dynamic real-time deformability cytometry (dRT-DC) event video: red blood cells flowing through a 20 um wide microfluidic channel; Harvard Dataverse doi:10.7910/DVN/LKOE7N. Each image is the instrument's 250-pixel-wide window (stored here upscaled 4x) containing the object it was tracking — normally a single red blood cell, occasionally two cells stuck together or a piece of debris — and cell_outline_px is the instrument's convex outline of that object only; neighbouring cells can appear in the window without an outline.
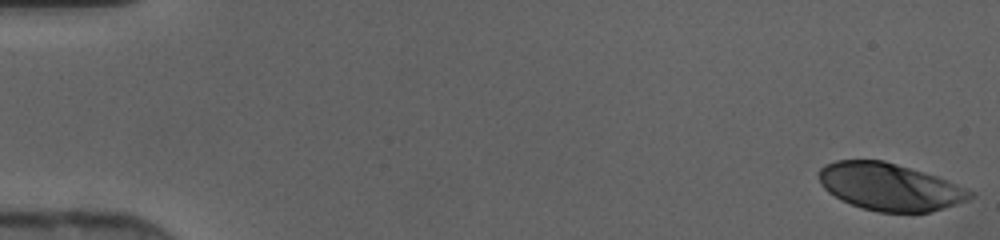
{"species": "human", "species_latin": "Homo sapiens", "temperature_condition": "cold", "stored_images_in_passage": 46, "camera_frame_rate_fps": 3000, "um_per_image_px": 0.085, "donor": {"sex": "female"}, "frame": {"image": 1, "passage_image": 1, "time_ms": 0.0, "image_size_px": [1000, 240], "cell_outline_px": [[976, 196], [968, 200], [944, 208], [928, 212], [880, 212], [864, 208], [852, 204], [828, 192], [820, 184], [816, 172], [824, 164], [836, 160], [884, 160], [936, 176], [976, 192]], "centroid_in_image_um": [75.61, 15.87], "position_along_channel_um": 9.4, "area_um2": 41.56}}
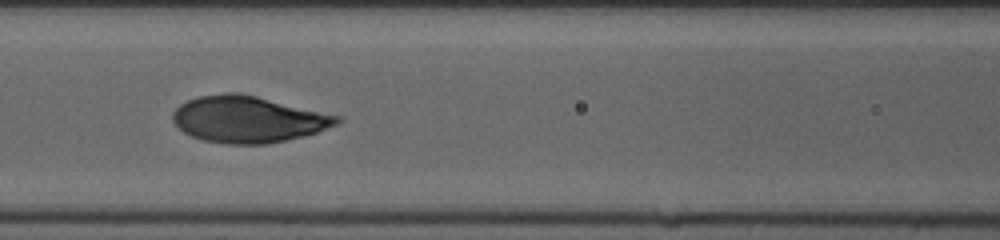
{"frame": {"image": 2, "passage_image": 21, "time_ms": 6.667, "image_size_px": [1000, 240], "cell_outline_px": [[344, 120], [340, 124], [304, 136], [268, 144], [224, 144], [204, 140], [192, 136], [184, 132], [172, 120], [172, 112], [180, 104], [188, 100], [200, 96], [256, 96], [344, 116]], "centroid_in_image_um": [21.18, 10.18], "position_along_channel_um": 145.4, "area_um2": 43.81}}
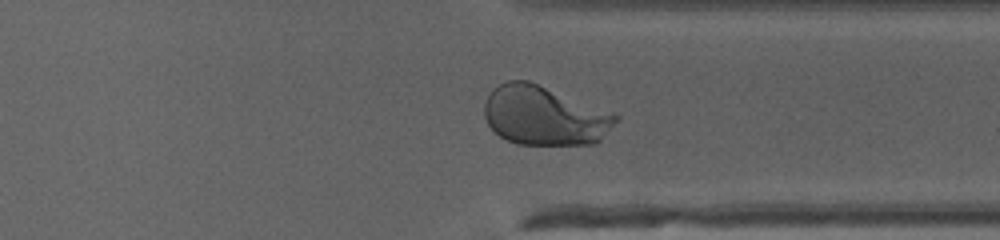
{"frame": {"image": 3, "passage_image": 36, "time_ms": 11.667, "image_size_px": [1000, 240], "cell_outline_px": [[620, 120], [596, 144], [516, 144], [500, 136], [488, 124], [484, 116], [484, 104], [492, 88], [508, 80], [528, 80], [620, 116]], "centroid_in_image_um": [46.26, 9.84], "position_along_channel_um": 365.1, "area_um2": 45.08}}